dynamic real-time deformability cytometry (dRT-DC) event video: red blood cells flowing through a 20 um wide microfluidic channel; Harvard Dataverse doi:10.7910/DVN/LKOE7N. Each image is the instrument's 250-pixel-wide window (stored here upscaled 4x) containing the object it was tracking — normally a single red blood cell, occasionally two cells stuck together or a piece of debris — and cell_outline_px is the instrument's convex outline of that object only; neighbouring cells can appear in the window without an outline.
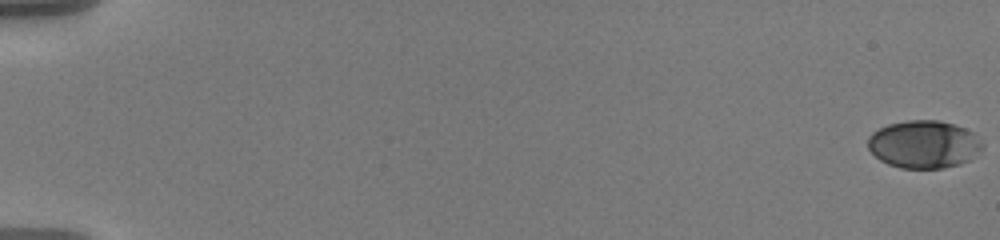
{"species": "human", "species_latin": "Homo sapiens", "temperature_condition": "warm", "stored_images_in_passage": 59, "camera_frame_rate_fps": 3000, "um_per_image_px": 0.085, "donor": {"sex": "male"}, "frame": {"image": 1, "passage_image": 1, "time_ms": 0.0, "image_size_px": [1000, 240], "cell_outline_px": [[984, 148], [968, 160], [960, 164], [944, 168], [900, 168], [888, 164], [880, 160], [868, 148], [868, 136], [872, 132], [888, 124], [908, 120], [940, 120], [964, 128], [972, 132], [984, 144]], "centroid_in_image_um": [78.52, 12.27], "position_along_channel_um": 6.5, "area_um2": 31.85}}
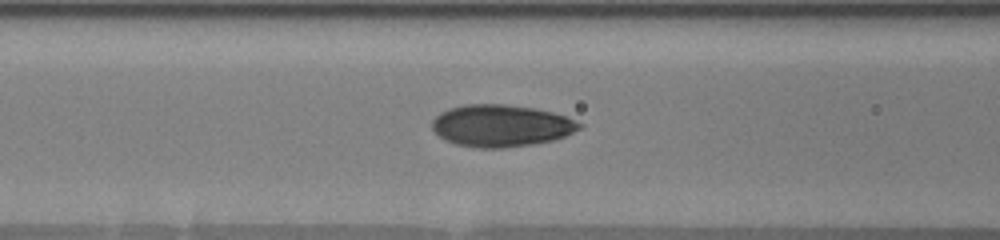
{"frame": {"image": 2, "passage_image": 27, "time_ms": 8.667, "image_size_px": [1000, 240], "cell_outline_px": [[584, 124], [580, 128], [564, 136], [552, 140], [532, 144], [504, 148], [480, 148], [456, 144], [444, 140], [432, 128], [432, 120], [440, 112], [448, 108], [464, 104], [504, 104], [532, 108], [552, 112], [564, 116]], "centroid_in_image_um": [42.55, 10.68], "position_along_channel_um": 124.0, "area_um2": 35.89}}
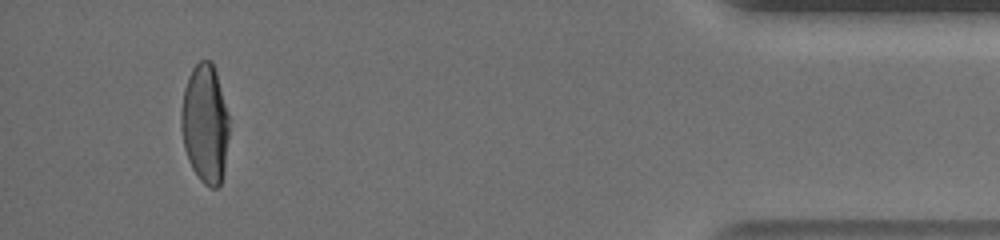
{"frame": {"image": 3, "passage_image": 56, "time_ms": 18.333, "image_size_px": [1000, 240], "cell_outline_px": [[228, 140], [224, 172], [220, 184], [216, 188], [212, 188], [204, 184], [200, 180], [192, 168], [188, 160], [184, 148], [180, 128], [180, 112], [184, 88], [188, 76], [192, 68], [200, 60], [212, 60], [216, 72], [228, 112]], "centroid_in_image_um": [17.41, 10.52], "position_along_channel_um": 417.8, "area_um2": 33.58}, "authors_computed_cell_mechanics": {"area_um2": 33.9864, "velocity_mm_per_s": 3.593, "shape_relaxation_time_tau1_ms": 3.5766, "shape_relaxation_time_tau2_ms": 0.7752, "deformation_change_tau1": 0.1739, "deformation_change_tau2": 0.0526}}